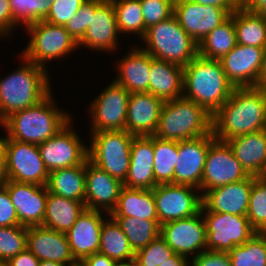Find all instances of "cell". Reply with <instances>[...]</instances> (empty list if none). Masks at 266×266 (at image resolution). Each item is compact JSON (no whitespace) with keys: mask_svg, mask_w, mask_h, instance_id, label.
Returning <instances> with one entry per match:
<instances>
[{"mask_svg":"<svg viewBox=\"0 0 266 266\" xmlns=\"http://www.w3.org/2000/svg\"><path fill=\"white\" fill-rule=\"evenodd\" d=\"M39 266H67V265L53 261H40Z\"/></svg>","mask_w":266,"mask_h":266,"instance_id":"obj_57","label":"cell"},{"mask_svg":"<svg viewBox=\"0 0 266 266\" xmlns=\"http://www.w3.org/2000/svg\"><path fill=\"white\" fill-rule=\"evenodd\" d=\"M116 266H137V263L133 259V260H130V261L117 262Z\"/></svg>","mask_w":266,"mask_h":266,"instance_id":"obj_58","label":"cell"},{"mask_svg":"<svg viewBox=\"0 0 266 266\" xmlns=\"http://www.w3.org/2000/svg\"><path fill=\"white\" fill-rule=\"evenodd\" d=\"M46 187L50 193L85 204L86 161L70 168L51 171Z\"/></svg>","mask_w":266,"mask_h":266,"instance_id":"obj_31","label":"cell"},{"mask_svg":"<svg viewBox=\"0 0 266 266\" xmlns=\"http://www.w3.org/2000/svg\"><path fill=\"white\" fill-rule=\"evenodd\" d=\"M248 176L228 143L216 139L209 147L199 190L206 192Z\"/></svg>","mask_w":266,"mask_h":266,"instance_id":"obj_14","label":"cell"},{"mask_svg":"<svg viewBox=\"0 0 266 266\" xmlns=\"http://www.w3.org/2000/svg\"><path fill=\"white\" fill-rule=\"evenodd\" d=\"M122 188L121 181L86 160V209L104 210L109 216L117 204Z\"/></svg>","mask_w":266,"mask_h":266,"instance_id":"obj_21","label":"cell"},{"mask_svg":"<svg viewBox=\"0 0 266 266\" xmlns=\"http://www.w3.org/2000/svg\"><path fill=\"white\" fill-rule=\"evenodd\" d=\"M212 117L204 107L184 97L165 101L153 136L179 142L208 135L212 133Z\"/></svg>","mask_w":266,"mask_h":266,"instance_id":"obj_5","label":"cell"},{"mask_svg":"<svg viewBox=\"0 0 266 266\" xmlns=\"http://www.w3.org/2000/svg\"><path fill=\"white\" fill-rule=\"evenodd\" d=\"M246 216L256 232L266 226V182L259 176H253Z\"/></svg>","mask_w":266,"mask_h":266,"instance_id":"obj_42","label":"cell"},{"mask_svg":"<svg viewBox=\"0 0 266 266\" xmlns=\"http://www.w3.org/2000/svg\"><path fill=\"white\" fill-rule=\"evenodd\" d=\"M175 0H140L146 30L174 14Z\"/></svg>","mask_w":266,"mask_h":266,"instance_id":"obj_44","label":"cell"},{"mask_svg":"<svg viewBox=\"0 0 266 266\" xmlns=\"http://www.w3.org/2000/svg\"><path fill=\"white\" fill-rule=\"evenodd\" d=\"M27 248V226L0 227V261L5 264Z\"/></svg>","mask_w":266,"mask_h":266,"instance_id":"obj_41","label":"cell"},{"mask_svg":"<svg viewBox=\"0 0 266 266\" xmlns=\"http://www.w3.org/2000/svg\"><path fill=\"white\" fill-rule=\"evenodd\" d=\"M253 185V176L222 185L202 194L201 211L246 215L249 206V195Z\"/></svg>","mask_w":266,"mask_h":266,"instance_id":"obj_20","label":"cell"},{"mask_svg":"<svg viewBox=\"0 0 266 266\" xmlns=\"http://www.w3.org/2000/svg\"><path fill=\"white\" fill-rule=\"evenodd\" d=\"M67 266H84V264L81 261H76L73 264H69Z\"/></svg>","mask_w":266,"mask_h":266,"instance_id":"obj_62","label":"cell"},{"mask_svg":"<svg viewBox=\"0 0 266 266\" xmlns=\"http://www.w3.org/2000/svg\"><path fill=\"white\" fill-rule=\"evenodd\" d=\"M86 0H53L45 21L64 26Z\"/></svg>","mask_w":266,"mask_h":266,"instance_id":"obj_46","label":"cell"},{"mask_svg":"<svg viewBox=\"0 0 266 266\" xmlns=\"http://www.w3.org/2000/svg\"><path fill=\"white\" fill-rule=\"evenodd\" d=\"M109 217L102 224L99 252L117 262L133 260L135 253L129 245L127 236L117 221Z\"/></svg>","mask_w":266,"mask_h":266,"instance_id":"obj_35","label":"cell"},{"mask_svg":"<svg viewBox=\"0 0 266 266\" xmlns=\"http://www.w3.org/2000/svg\"><path fill=\"white\" fill-rule=\"evenodd\" d=\"M160 266H189V261L186 257L174 253L165 262L161 263Z\"/></svg>","mask_w":266,"mask_h":266,"instance_id":"obj_55","label":"cell"},{"mask_svg":"<svg viewBox=\"0 0 266 266\" xmlns=\"http://www.w3.org/2000/svg\"><path fill=\"white\" fill-rule=\"evenodd\" d=\"M201 212L206 225L208 251L228 253L233 247L242 245L256 233L246 215Z\"/></svg>","mask_w":266,"mask_h":266,"instance_id":"obj_9","label":"cell"},{"mask_svg":"<svg viewBox=\"0 0 266 266\" xmlns=\"http://www.w3.org/2000/svg\"><path fill=\"white\" fill-rule=\"evenodd\" d=\"M26 29L31 39L21 54L40 67H47L46 62L63 58L78 47L77 41L64 26L40 20Z\"/></svg>","mask_w":266,"mask_h":266,"instance_id":"obj_8","label":"cell"},{"mask_svg":"<svg viewBox=\"0 0 266 266\" xmlns=\"http://www.w3.org/2000/svg\"><path fill=\"white\" fill-rule=\"evenodd\" d=\"M153 173L157 185L174 183V170L178 160V142L153 136Z\"/></svg>","mask_w":266,"mask_h":266,"instance_id":"obj_37","label":"cell"},{"mask_svg":"<svg viewBox=\"0 0 266 266\" xmlns=\"http://www.w3.org/2000/svg\"><path fill=\"white\" fill-rule=\"evenodd\" d=\"M231 266H266V240L256 232L242 245L229 252Z\"/></svg>","mask_w":266,"mask_h":266,"instance_id":"obj_39","label":"cell"},{"mask_svg":"<svg viewBox=\"0 0 266 266\" xmlns=\"http://www.w3.org/2000/svg\"><path fill=\"white\" fill-rule=\"evenodd\" d=\"M153 136H134L131 144L130 167L123 186L136 189H154Z\"/></svg>","mask_w":266,"mask_h":266,"instance_id":"obj_26","label":"cell"},{"mask_svg":"<svg viewBox=\"0 0 266 266\" xmlns=\"http://www.w3.org/2000/svg\"><path fill=\"white\" fill-rule=\"evenodd\" d=\"M118 26L116 12L111 0H104L91 14L90 25L84 37L78 42L80 45L98 51H113L118 45Z\"/></svg>","mask_w":266,"mask_h":266,"instance_id":"obj_22","label":"cell"},{"mask_svg":"<svg viewBox=\"0 0 266 266\" xmlns=\"http://www.w3.org/2000/svg\"><path fill=\"white\" fill-rule=\"evenodd\" d=\"M12 33V11L9 0H0V37Z\"/></svg>","mask_w":266,"mask_h":266,"instance_id":"obj_49","label":"cell"},{"mask_svg":"<svg viewBox=\"0 0 266 266\" xmlns=\"http://www.w3.org/2000/svg\"><path fill=\"white\" fill-rule=\"evenodd\" d=\"M160 235L178 255L198 256L202 251L207 250L206 225L202 212L196 215L179 220H173L161 225Z\"/></svg>","mask_w":266,"mask_h":266,"instance_id":"obj_15","label":"cell"},{"mask_svg":"<svg viewBox=\"0 0 266 266\" xmlns=\"http://www.w3.org/2000/svg\"><path fill=\"white\" fill-rule=\"evenodd\" d=\"M234 88L220 60L197 55L184 67L183 97L204 107L211 115L226 103Z\"/></svg>","mask_w":266,"mask_h":266,"instance_id":"obj_3","label":"cell"},{"mask_svg":"<svg viewBox=\"0 0 266 266\" xmlns=\"http://www.w3.org/2000/svg\"><path fill=\"white\" fill-rule=\"evenodd\" d=\"M200 5H213L218 8H223L229 15L235 12L239 6L234 2V0H193Z\"/></svg>","mask_w":266,"mask_h":266,"instance_id":"obj_52","label":"cell"},{"mask_svg":"<svg viewBox=\"0 0 266 266\" xmlns=\"http://www.w3.org/2000/svg\"><path fill=\"white\" fill-rule=\"evenodd\" d=\"M173 254L174 251L160 235L146 247L135 252L134 260L137 266H160Z\"/></svg>","mask_w":266,"mask_h":266,"instance_id":"obj_43","label":"cell"},{"mask_svg":"<svg viewBox=\"0 0 266 266\" xmlns=\"http://www.w3.org/2000/svg\"><path fill=\"white\" fill-rule=\"evenodd\" d=\"M266 240V226L258 232Z\"/></svg>","mask_w":266,"mask_h":266,"instance_id":"obj_60","label":"cell"},{"mask_svg":"<svg viewBox=\"0 0 266 266\" xmlns=\"http://www.w3.org/2000/svg\"><path fill=\"white\" fill-rule=\"evenodd\" d=\"M173 15L197 44L230 16L223 8L193 0H175Z\"/></svg>","mask_w":266,"mask_h":266,"instance_id":"obj_16","label":"cell"},{"mask_svg":"<svg viewBox=\"0 0 266 266\" xmlns=\"http://www.w3.org/2000/svg\"><path fill=\"white\" fill-rule=\"evenodd\" d=\"M236 45L233 12L198 43V55L206 59L221 60Z\"/></svg>","mask_w":266,"mask_h":266,"instance_id":"obj_33","label":"cell"},{"mask_svg":"<svg viewBox=\"0 0 266 266\" xmlns=\"http://www.w3.org/2000/svg\"><path fill=\"white\" fill-rule=\"evenodd\" d=\"M86 209L82 201L64 198L48 191L44 221L41 226L66 233Z\"/></svg>","mask_w":266,"mask_h":266,"instance_id":"obj_32","label":"cell"},{"mask_svg":"<svg viewBox=\"0 0 266 266\" xmlns=\"http://www.w3.org/2000/svg\"><path fill=\"white\" fill-rule=\"evenodd\" d=\"M2 185L9 192L19 224L27 227L42 225L48 196L46 185L14 180H6Z\"/></svg>","mask_w":266,"mask_h":266,"instance_id":"obj_19","label":"cell"},{"mask_svg":"<svg viewBox=\"0 0 266 266\" xmlns=\"http://www.w3.org/2000/svg\"><path fill=\"white\" fill-rule=\"evenodd\" d=\"M234 2L239 6V7H243L248 0H234Z\"/></svg>","mask_w":266,"mask_h":266,"instance_id":"obj_59","label":"cell"},{"mask_svg":"<svg viewBox=\"0 0 266 266\" xmlns=\"http://www.w3.org/2000/svg\"><path fill=\"white\" fill-rule=\"evenodd\" d=\"M101 210L85 209L66 232L71 253L76 261L98 253L100 249V233L105 219Z\"/></svg>","mask_w":266,"mask_h":266,"instance_id":"obj_23","label":"cell"},{"mask_svg":"<svg viewBox=\"0 0 266 266\" xmlns=\"http://www.w3.org/2000/svg\"><path fill=\"white\" fill-rule=\"evenodd\" d=\"M141 47L153 58L187 66L198 55V44L180 26L173 15L146 30Z\"/></svg>","mask_w":266,"mask_h":266,"instance_id":"obj_6","label":"cell"},{"mask_svg":"<svg viewBox=\"0 0 266 266\" xmlns=\"http://www.w3.org/2000/svg\"><path fill=\"white\" fill-rule=\"evenodd\" d=\"M184 67L151 56L149 93L161 100L183 97Z\"/></svg>","mask_w":266,"mask_h":266,"instance_id":"obj_29","label":"cell"},{"mask_svg":"<svg viewBox=\"0 0 266 266\" xmlns=\"http://www.w3.org/2000/svg\"><path fill=\"white\" fill-rule=\"evenodd\" d=\"M265 53L266 49L264 48L237 43L220 60L228 81L235 88L255 87Z\"/></svg>","mask_w":266,"mask_h":266,"instance_id":"obj_18","label":"cell"},{"mask_svg":"<svg viewBox=\"0 0 266 266\" xmlns=\"http://www.w3.org/2000/svg\"><path fill=\"white\" fill-rule=\"evenodd\" d=\"M12 11V32L16 26L27 27L37 21L45 20L51 2L49 0H9ZM19 23V24H18Z\"/></svg>","mask_w":266,"mask_h":266,"instance_id":"obj_40","label":"cell"},{"mask_svg":"<svg viewBox=\"0 0 266 266\" xmlns=\"http://www.w3.org/2000/svg\"><path fill=\"white\" fill-rule=\"evenodd\" d=\"M117 19L119 33H133L143 38L144 18L140 0H111Z\"/></svg>","mask_w":266,"mask_h":266,"instance_id":"obj_38","label":"cell"},{"mask_svg":"<svg viewBox=\"0 0 266 266\" xmlns=\"http://www.w3.org/2000/svg\"><path fill=\"white\" fill-rule=\"evenodd\" d=\"M20 55L23 65L0 79V124L12 113L30 108L51 92L47 68Z\"/></svg>","mask_w":266,"mask_h":266,"instance_id":"obj_4","label":"cell"},{"mask_svg":"<svg viewBox=\"0 0 266 266\" xmlns=\"http://www.w3.org/2000/svg\"><path fill=\"white\" fill-rule=\"evenodd\" d=\"M54 103L50 92L30 108L12 113L0 126L7 131L9 139L39 145L71 121L70 115L65 110H59Z\"/></svg>","mask_w":266,"mask_h":266,"instance_id":"obj_2","label":"cell"},{"mask_svg":"<svg viewBox=\"0 0 266 266\" xmlns=\"http://www.w3.org/2000/svg\"><path fill=\"white\" fill-rule=\"evenodd\" d=\"M163 104L149 92L130 93L125 130L134 136H153Z\"/></svg>","mask_w":266,"mask_h":266,"instance_id":"obj_24","label":"cell"},{"mask_svg":"<svg viewBox=\"0 0 266 266\" xmlns=\"http://www.w3.org/2000/svg\"><path fill=\"white\" fill-rule=\"evenodd\" d=\"M84 266H116L117 261L100 252L85 257L81 261Z\"/></svg>","mask_w":266,"mask_h":266,"instance_id":"obj_51","label":"cell"},{"mask_svg":"<svg viewBox=\"0 0 266 266\" xmlns=\"http://www.w3.org/2000/svg\"><path fill=\"white\" fill-rule=\"evenodd\" d=\"M236 41L266 49V17L239 7L234 12Z\"/></svg>","mask_w":266,"mask_h":266,"instance_id":"obj_34","label":"cell"},{"mask_svg":"<svg viewBox=\"0 0 266 266\" xmlns=\"http://www.w3.org/2000/svg\"><path fill=\"white\" fill-rule=\"evenodd\" d=\"M111 217H136L158 220L153 189H136L123 186Z\"/></svg>","mask_w":266,"mask_h":266,"instance_id":"obj_30","label":"cell"},{"mask_svg":"<svg viewBox=\"0 0 266 266\" xmlns=\"http://www.w3.org/2000/svg\"><path fill=\"white\" fill-rule=\"evenodd\" d=\"M40 260L28 249L18 253L4 266H39Z\"/></svg>","mask_w":266,"mask_h":266,"instance_id":"obj_50","label":"cell"},{"mask_svg":"<svg viewBox=\"0 0 266 266\" xmlns=\"http://www.w3.org/2000/svg\"><path fill=\"white\" fill-rule=\"evenodd\" d=\"M215 140L212 132L195 139L178 142V160L174 170V184L200 188L208 150Z\"/></svg>","mask_w":266,"mask_h":266,"instance_id":"obj_17","label":"cell"},{"mask_svg":"<svg viewBox=\"0 0 266 266\" xmlns=\"http://www.w3.org/2000/svg\"><path fill=\"white\" fill-rule=\"evenodd\" d=\"M255 88L263 91L266 94V53L259 74V79L255 85Z\"/></svg>","mask_w":266,"mask_h":266,"instance_id":"obj_56","label":"cell"},{"mask_svg":"<svg viewBox=\"0 0 266 266\" xmlns=\"http://www.w3.org/2000/svg\"><path fill=\"white\" fill-rule=\"evenodd\" d=\"M130 93L113 81L90 105L91 132L125 130Z\"/></svg>","mask_w":266,"mask_h":266,"instance_id":"obj_13","label":"cell"},{"mask_svg":"<svg viewBox=\"0 0 266 266\" xmlns=\"http://www.w3.org/2000/svg\"><path fill=\"white\" fill-rule=\"evenodd\" d=\"M259 177L266 182V166H265V169L263 170L262 174Z\"/></svg>","mask_w":266,"mask_h":266,"instance_id":"obj_61","label":"cell"},{"mask_svg":"<svg viewBox=\"0 0 266 266\" xmlns=\"http://www.w3.org/2000/svg\"><path fill=\"white\" fill-rule=\"evenodd\" d=\"M243 8L266 17V0H248Z\"/></svg>","mask_w":266,"mask_h":266,"instance_id":"obj_53","label":"cell"},{"mask_svg":"<svg viewBox=\"0 0 266 266\" xmlns=\"http://www.w3.org/2000/svg\"><path fill=\"white\" fill-rule=\"evenodd\" d=\"M104 0H86L76 14L64 25V28L77 41L84 37V34L90 25L91 14H95V9Z\"/></svg>","mask_w":266,"mask_h":266,"instance_id":"obj_45","label":"cell"},{"mask_svg":"<svg viewBox=\"0 0 266 266\" xmlns=\"http://www.w3.org/2000/svg\"><path fill=\"white\" fill-rule=\"evenodd\" d=\"M126 55L117 64L119 74L114 81L129 93L149 92L151 55L139 46Z\"/></svg>","mask_w":266,"mask_h":266,"instance_id":"obj_27","label":"cell"},{"mask_svg":"<svg viewBox=\"0 0 266 266\" xmlns=\"http://www.w3.org/2000/svg\"><path fill=\"white\" fill-rule=\"evenodd\" d=\"M248 175L260 176L266 166V131L233 137L226 141Z\"/></svg>","mask_w":266,"mask_h":266,"instance_id":"obj_28","label":"cell"},{"mask_svg":"<svg viewBox=\"0 0 266 266\" xmlns=\"http://www.w3.org/2000/svg\"><path fill=\"white\" fill-rule=\"evenodd\" d=\"M6 152L7 180L46 185L49 172L41 158L38 145L3 137Z\"/></svg>","mask_w":266,"mask_h":266,"instance_id":"obj_10","label":"cell"},{"mask_svg":"<svg viewBox=\"0 0 266 266\" xmlns=\"http://www.w3.org/2000/svg\"><path fill=\"white\" fill-rule=\"evenodd\" d=\"M266 128V94L255 87L234 88L212 117L215 139L227 140Z\"/></svg>","mask_w":266,"mask_h":266,"instance_id":"obj_1","label":"cell"},{"mask_svg":"<svg viewBox=\"0 0 266 266\" xmlns=\"http://www.w3.org/2000/svg\"><path fill=\"white\" fill-rule=\"evenodd\" d=\"M133 138L134 135L126 130L91 132L88 160L124 183L129 172Z\"/></svg>","mask_w":266,"mask_h":266,"instance_id":"obj_7","label":"cell"},{"mask_svg":"<svg viewBox=\"0 0 266 266\" xmlns=\"http://www.w3.org/2000/svg\"><path fill=\"white\" fill-rule=\"evenodd\" d=\"M27 248L40 261L73 264L74 259L66 233H61L41 225L27 227Z\"/></svg>","mask_w":266,"mask_h":266,"instance_id":"obj_25","label":"cell"},{"mask_svg":"<svg viewBox=\"0 0 266 266\" xmlns=\"http://www.w3.org/2000/svg\"><path fill=\"white\" fill-rule=\"evenodd\" d=\"M127 236L132 250L135 252L146 247L160 236L159 220H148L136 217H113Z\"/></svg>","mask_w":266,"mask_h":266,"instance_id":"obj_36","label":"cell"},{"mask_svg":"<svg viewBox=\"0 0 266 266\" xmlns=\"http://www.w3.org/2000/svg\"><path fill=\"white\" fill-rule=\"evenodd\" d=\"M7 180L6 174V152L3 137H0V186Z\"/></svg>","mask_w":266,"mask_h":266,"instance_id":"obj_54","label":"cell"},{"mask_svg":"<svg viewBox=\"0 0 266 266\" xmlns=\"http://www.w3.org/2000/svg\"><path fill=\"white\" fill-rule=\"evenodd\" d=\"M20 225L16 209L11 202L8 190L0 186V227Z\"/></svg>","mask_w":266,"mask_h":266,"instance_id":"obj_47","label":"cell"},{"mask_svg":"<svg viewBox=\"0 0 266 266\" xmlns=\"http://www.w3.org/2000/svg\"><path fill=\"white\" fill-rule=\"evenodd\" d=\"M199 189L181 184H160L153 189L160 225L192 217L201 211L202 194ZM199 194V195H198Z\"/></svg>","mask_w":266,"mask_h":266,"instance_id":"obj_11","label":"cell"},{"mask_svg":"<svg viewBox=\"0 0 266 266\" xmlns=\"http://www.w3.org/2000/svg\"><path fill=\"white\" fill-rule=\"evenodd\" d=\"M71 121L56 135L38 145L41 158L50 173L83 164L88 159V146L71 128Z\"/></svg>","mask_w":266,"mask_h":266,"instance_id":"obj_12","label":"cell"},{"mask_svg":"<svg viewBox=\"0 0 266 266\" xmlns=\"http://www.w3.org/2000/svg\"><path fill=\"white\" fill-rule=\"evenodd\" d=\"M192 266H231V259L227 252L202 251L190 260Z\"/></svg>","mask_w":266,"mask_h":266,"instance_id":"obj_48","label":"cell"}]
</instances>
